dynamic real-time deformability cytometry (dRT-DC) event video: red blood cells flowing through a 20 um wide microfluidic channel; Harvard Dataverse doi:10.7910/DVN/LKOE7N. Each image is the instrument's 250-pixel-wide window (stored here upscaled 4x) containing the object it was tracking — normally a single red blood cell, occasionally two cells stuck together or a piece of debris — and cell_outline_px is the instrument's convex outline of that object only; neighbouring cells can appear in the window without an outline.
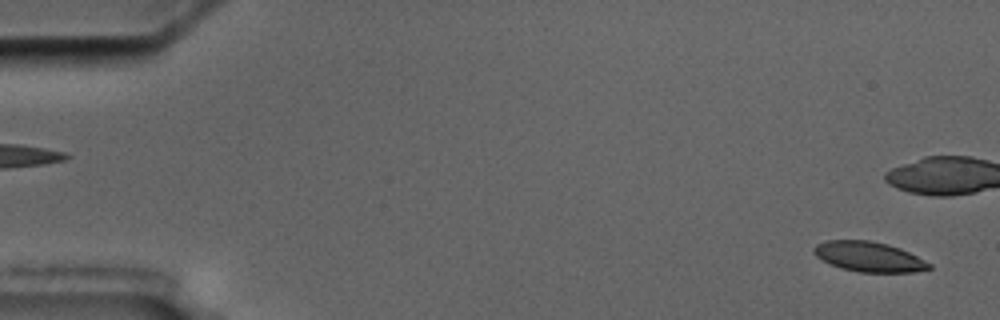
{"species": "common noctule bat (a hibernating species)", "species_latin": "Nyctalus noctula", "temperature_condition": "cold", "stored_images_in_passage": 10, "camera_frame_rate_fps": 3000, "um_per_image_px": 0.085, "animal": {"sex": "male", "body_mass_g": 17.5, "forearm_length_mm": 52.3}, "frame": {"image": 1, "passage_image": 1, "time_ms": 0.0, "image_size_px": [1000, 320], "cell_outline_px": [[932, 268], [912, 272], [860, 272], [840, 268], [816, 256], [812, 252], [812, 248], [816, 244], [824, 240], [868, 240], [888, 244], [900, 248], [932, 264]], "centroid_in_image_um": [73.83, 21.81], "position_along_channel_um": 11.2, "area_um2": 20.11}}